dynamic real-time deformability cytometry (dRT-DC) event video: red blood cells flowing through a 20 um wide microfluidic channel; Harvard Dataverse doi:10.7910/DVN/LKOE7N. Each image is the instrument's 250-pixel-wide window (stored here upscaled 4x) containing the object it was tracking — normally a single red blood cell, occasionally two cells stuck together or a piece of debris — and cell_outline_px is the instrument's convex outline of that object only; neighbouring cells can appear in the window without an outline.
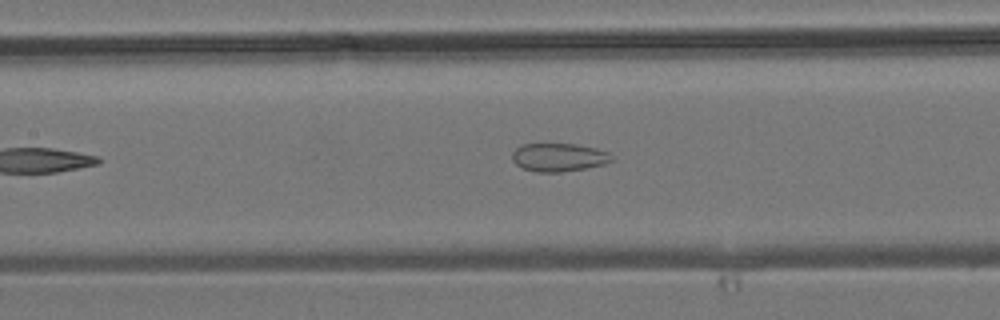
{"species": "common noctule bat (a hibernating species)", "species_latin": "Nyctalus noctula", "temperature_condition": "room temperature", "stored_images_in_passage": 28, "camera_frame_rate_fps": 3000, "um_per_image_px": 0.085, "animal": {"sex": "male", "body_mass_g": 19.2, "forearm_length_mm": 51.8}, "frame": {"image": 1, "passage_image": 16, "time_ms": 5.0, "image_size_px": [1000, 320], "cell_outline_px": [[616, 160], [604, 164], [588, 168], [560, 172], [536, 172], [524, 168], [516, 164], [512, 160], [512, 152], [516, 148], [524, 144], [576, 144], [596, 148], [608, 152]], "centroid_in_image_um": [47.53, 13.37], "position_along_channel_um": 159.9, "area_um2": 16.47}}
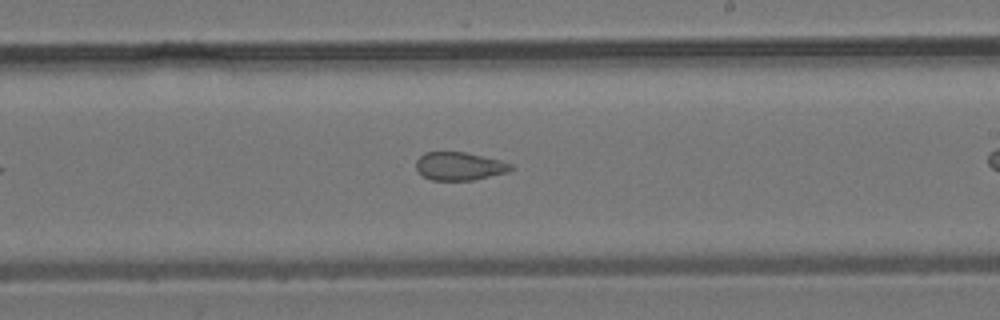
{"frame": {"image": 2, "passage_image": 22, "time_ms": 7.0, "image_size_px": [1000, 320], "cell_outline_px": [[512, 168], [508, 172], [472, 180], [432, 180], [424, 176], [416, 168], [416, 160], [424, 152], [464, 152], [500, 160], [512, 164]], "centroid_in_image_um": [39.04, 14.12], "position_along_channel_um": 250.0, "area_um2": 15.37}}
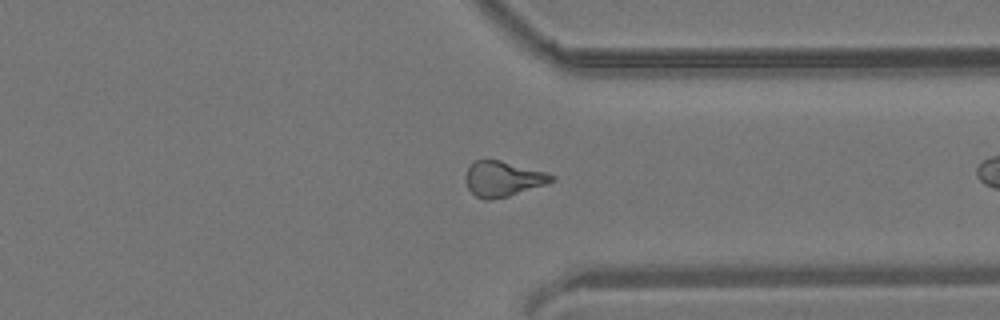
{"frame": {"image": 3, "passage_image": 27, "time_ms": 8.667, "image_size_px": [1000, 320], "cell_outline_px": [[556, 180], [508, 196], [488, 200], [484, 200], [476, 196], [468, 188], [464, 180], [464, 176], [468, 168], [476, 160], [500, 160], [544, 172], [556, 176]], "centroid_in_image_um": [42.71, 15.2], "position_along_channel_um": 368.7, "area_um2": 17.4}}